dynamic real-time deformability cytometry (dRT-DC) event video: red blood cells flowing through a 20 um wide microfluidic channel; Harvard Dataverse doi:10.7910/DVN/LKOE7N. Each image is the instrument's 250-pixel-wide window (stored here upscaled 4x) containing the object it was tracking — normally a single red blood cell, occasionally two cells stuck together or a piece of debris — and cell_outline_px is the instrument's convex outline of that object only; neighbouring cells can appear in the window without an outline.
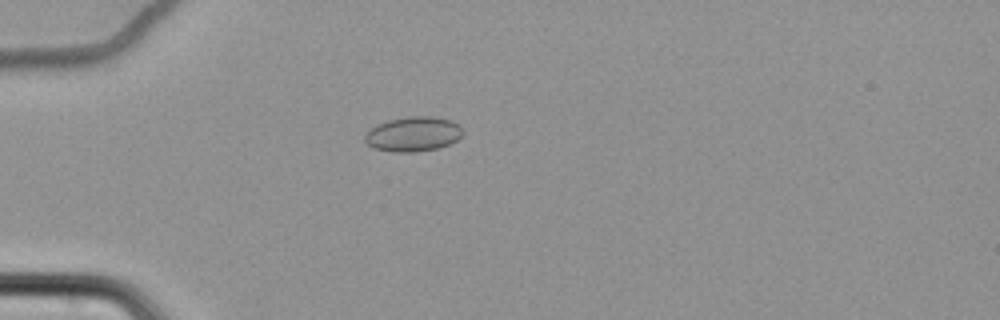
{"species": "common noctule bat (a hibernating species)", "species_latin": "Nyctalus noctula", "temperature_condition": "cold", "stored_images_in_passage": 48, "camera_frame_rate_fps": 3000, "um_per_image_px": 0.085, "animal": {"sex": "female", "body_mass_g": 22.7, "forearm_length_mm": 54.2}, "frame": {"image": 1, "passage_image": 6, "time_ms": 1.667, "image_size_px": [1000, 320], "cell_outline_px": [[464, 132], [456, 140], [448, 144], [436, 148], [416, 152], [392, 152], [372, 148], [364, 140], [364, 136], [376, 124], [388, 120], [408, 116], [432, 116], [448, 120], [460, 124]], "centroid_in_image_um": [35.1, 11.39], "position_along_channel_um": 49.9, "area_um2": 19.83}}
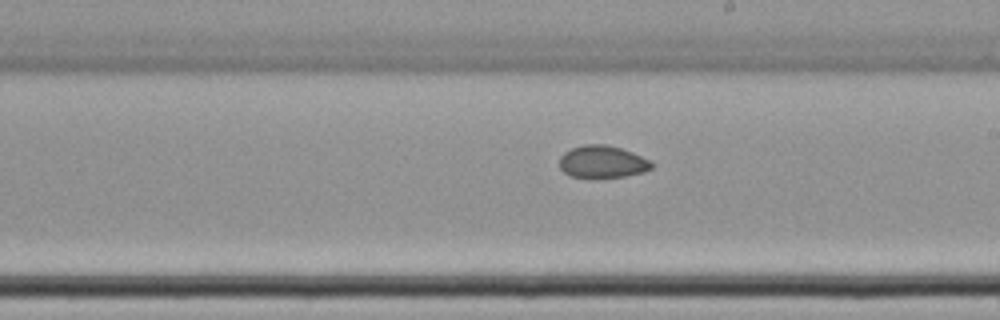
{"frame": {"image": 2, "passage_image": 24, "time_ms": 7.667, "image_size_px": [1000, 320], "cell_outline_px": [[656, 164], [652, 168], [644, 172], [624, 176], [592, 180], [572, 176], [564, 172], [560, 168], [560, 156], [564, 152], [572, 148], [584, 144], [608, 144], [632, 152], [652, 160]], "centroid_in_image_um": [51.23, 13.78], "position_along_channel_um": 237.8, "area_um2": 17.98}}
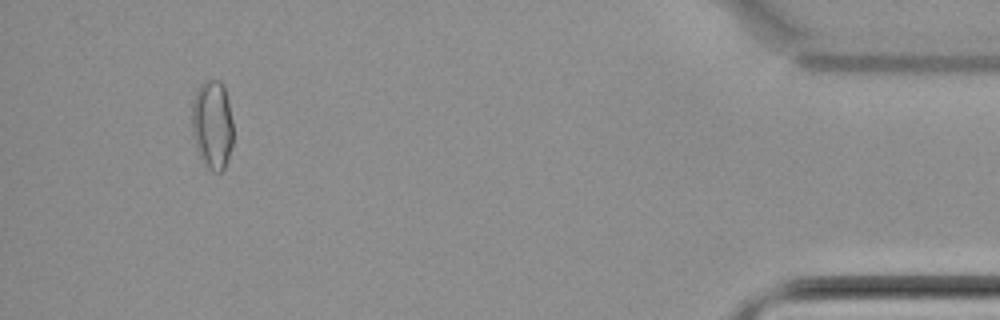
{"frame": {"image": 3, "passage_image": 45, "time_ms": 14.667, "image_size_px": [1000, 320], "cell_outline_px": [[232, 144], [224, 168], [220, 172], [216, 172], [208, 168], [200, 160], [196, 148], [192, 132], [192, 100], [200, 84], [204, 80], [220, 80], [224, 84], [228, 100], [232, 120]], "centroid_in_image_um": [18.03, 10.57], "position_along_channel_um": 417.2, "area_um2": 21.56}}